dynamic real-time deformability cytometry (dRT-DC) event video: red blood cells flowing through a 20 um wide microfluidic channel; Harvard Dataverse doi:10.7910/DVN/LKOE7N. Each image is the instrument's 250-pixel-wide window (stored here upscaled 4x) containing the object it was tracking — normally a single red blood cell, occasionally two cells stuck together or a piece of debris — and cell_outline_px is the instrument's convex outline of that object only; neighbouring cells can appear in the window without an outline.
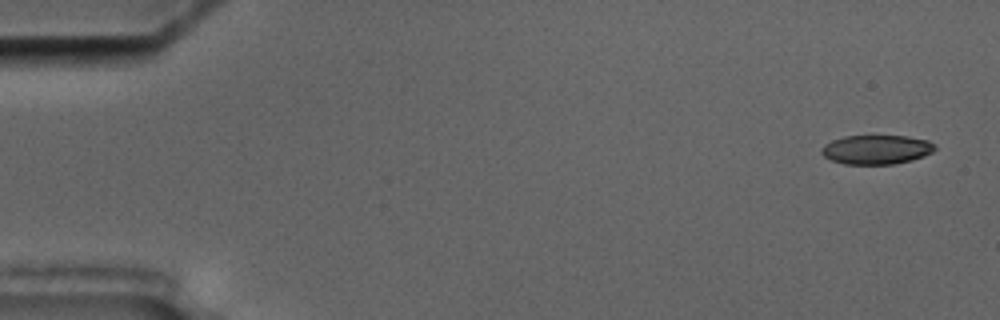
{"species": "common noctule bat (a hibernating species)", "species_latin": "Nyctalus noctula", "temperature_condition": "cold", "stored_images_in_passage": 4, "camera_frame_rate_fps": 3000, "um_per_image_px": 0.085, "animal": {"sex": "male", "body_mass_g": 17.5, "forearm_length_mm": 52.3}, "frame": {"image": 1, "passage_image": 1, "time_ms": 0.0, "image_size_px": [1000, 320], "cell_outline_px": [[936, 148], [932, 152], [924, 156], [912, 160], [892, 164], [844, 164], [832, 160], [824, 156], [820, 152], [820, 148], [824, 144], [832, 140], [844, 136], [908, 136], [928, 140], [936, 144]], "centroid_in_image_um": [74.5, 12.71], "position_along_channel_um": 10.5, "area_um2": 19.42}}
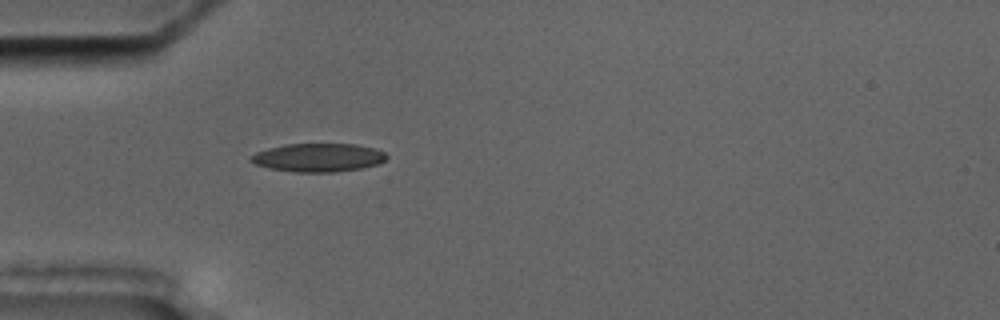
{"frame": {"image": 2, "passage_image": 4, "time_ms": 5.0, "image_size_px": [1000, 320], "cell_outline_px": [[388, 156], [380, 164], [360, 168], [336, 172], [296, 172], [272, 168], [256, 164], [248, 160], [248, 156], [256, 152], [268, 148], [284, 144], [356, 144], [376, 148], [384, 152]], "centroid_in_image_um": [27.06, 13.38], "position_along_channel_um": 57.9, "area_um2": 22.54}}